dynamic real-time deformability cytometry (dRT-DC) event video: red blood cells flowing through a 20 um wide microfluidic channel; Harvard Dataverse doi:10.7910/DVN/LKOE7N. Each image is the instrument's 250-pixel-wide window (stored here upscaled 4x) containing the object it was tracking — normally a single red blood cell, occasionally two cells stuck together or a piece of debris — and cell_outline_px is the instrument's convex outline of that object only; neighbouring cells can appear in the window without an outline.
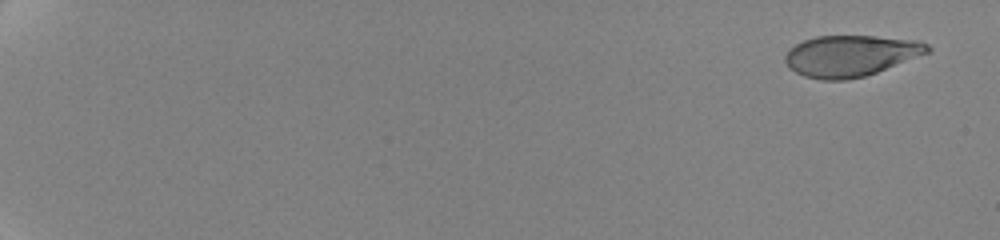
{"species": "human", "species_latin": "Homo sapiens", "temperature_condition": "cold", "stored_images_in_passage": 12, "camera_frame_rate_fps": 3000, "um_per_image_px": 0.085, "donor": {"sex": "female"}, "frame": {"image": 1, "passage_image": 1, "time_ms": 0.0, "image_size_px": [1000, 240], "cell_outline_px": [[932, 48], [928, 52], [876, 72], [864, 76], [844, 80], [820, 80], [804, 76], [796, 72], [784, 60], [784, 56], [796, 44], [804, 40], [816, 36], [876, 36], [916, 40], [928, 44]], "centroid_in_image_um": [72.3, 4.73], "position_along_channel_um": 12.7, "area_um2": 33.7}}
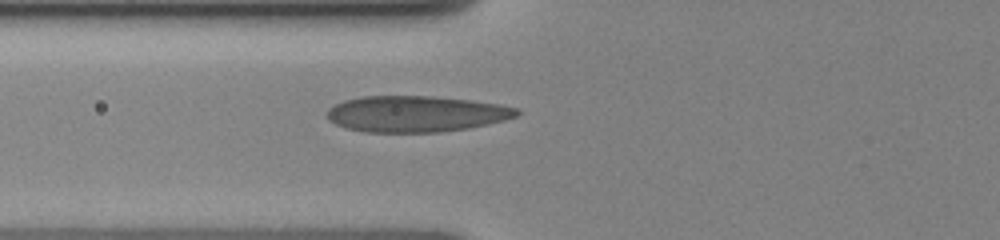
{"frame": {"image": 2, "passage_image": 8, "time_ms": 8.0, "image_size_px": [1000, 240], "cell_outline_px": [[520, 112], [516, 116], [504, 120], [468, 128], [440, 132], [364, 132], [348, 128], [336, 124], [328, 120], [324, 116], [328, 108], [344, 100], [364, 96], [432, 96], [472, 100], [500, 104], [520, 108]], "centroid_in_image_um": [35.35, 9.67], "position_along_channel_um": 90.5, "area_um2": 40.11}}
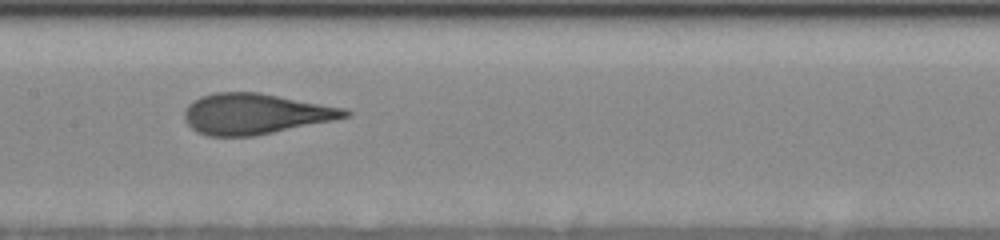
{"frame": {"image": 3, "passage_image": 11, "time_ms": 10.667, "image_size_px": [1000, 240], "cell_outline_px": [[352, 112], [348, 116], [332, 120], [252, 136], [208, 136], [196, 132], [184, 120], [184, 112], [188, 104], [200, 96], [216, 92], [260, 92], [344, 108]], "centroid_in_image_um": [21.64, 9.67], "position_along_channel_um": 185.8, "area_um2": 37.74}}